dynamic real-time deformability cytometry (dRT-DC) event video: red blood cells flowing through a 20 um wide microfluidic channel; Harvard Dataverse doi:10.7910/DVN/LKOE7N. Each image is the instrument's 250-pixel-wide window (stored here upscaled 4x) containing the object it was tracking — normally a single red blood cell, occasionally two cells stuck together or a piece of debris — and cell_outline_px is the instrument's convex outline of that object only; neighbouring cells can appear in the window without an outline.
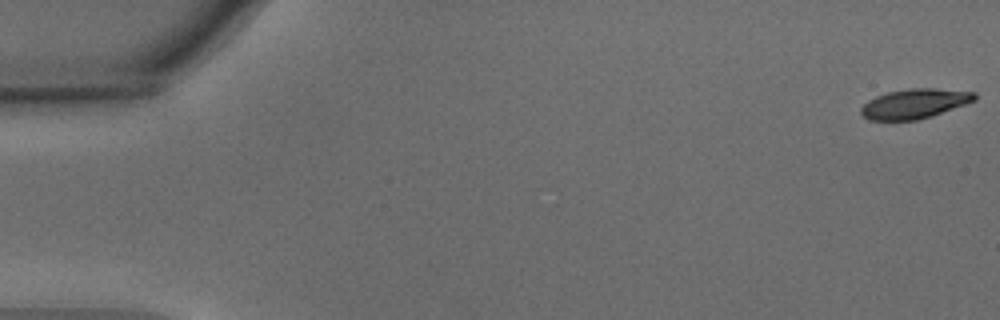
{"species": "common noctule bat (a hibernating species)", "species_latin": "Nyctalus noctula", "temperature_condition": "warm", "stored_images_in_passage": 17, "camera_frame_rate_fps": 3000, "um_per_image_px": 0.085, "animal": {"sex": "male", "body_mass_g": 15.6}, "frame": {"image": 1, "passage_image": 1, "time_ms": 0.0, "image_size_px": [1000, 320], "cell_outline_px": [[976, 100], [932, 116], [916, 120], [868, 120], [860, 112], [860, 108], [868, 100], [876, 96], [888, 92], [908, 88], [936, 88], [976, 92]], "centroid_in_image_um": [77.74, 8.8], "position_along_channel_um": 7.3, "area_um2": 19.65}}
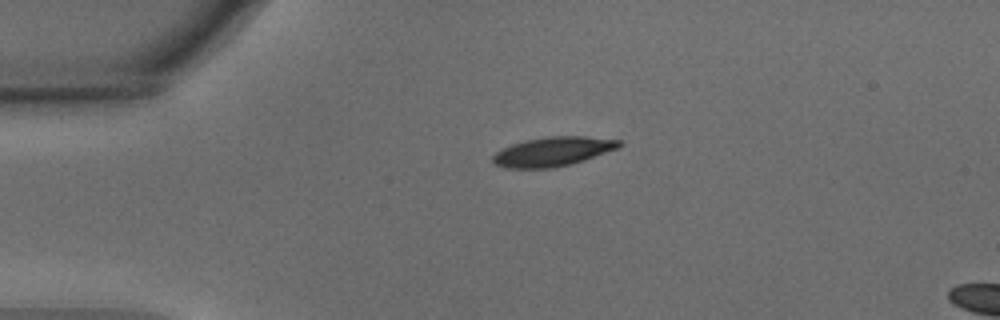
{"frame": {"image": 2, "passage_image": 13, "time_ms": 4.0, "image_size_px": [1000, 320], "cell_outline_px": [[624, 144], [620, 148], [572, 164], [556, 168], [504, 168], [496, 164], [492, 160], [492, 156], [496, 152], [512, 144], [524, 140], [548, 136], [584, 136], [620, 140]], "centroid_in_image_um": [47.03, 12.88], "position_along_channel_um": 38.0, "area_um2": 21.73}}